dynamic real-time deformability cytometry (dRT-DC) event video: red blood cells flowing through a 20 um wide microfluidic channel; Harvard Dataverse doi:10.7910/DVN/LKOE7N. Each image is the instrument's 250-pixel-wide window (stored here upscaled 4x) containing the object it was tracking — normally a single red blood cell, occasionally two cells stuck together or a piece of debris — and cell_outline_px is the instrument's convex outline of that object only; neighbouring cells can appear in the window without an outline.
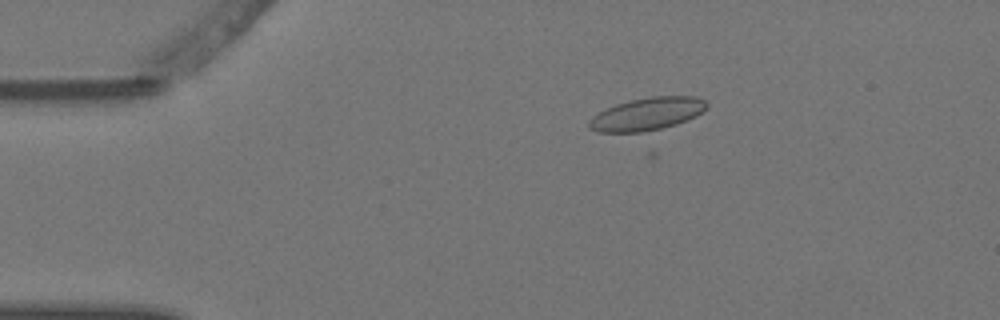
{"species": "Egyptian fruit bat (a non-hibernating species)", "species_latin": "Rousettus aegyptiacus", "temperature_condition": "warm", "stored_images_in_passage": 6, "camera_frame_rate_fps": 3000, "um_per_image_px": 0.085, "animal": {"sex": "female"}, "frame": {"image": 1, "passage_image": 3, "time_ms": 0.667, "image_size_px": [1000, 320], "cell_outline_px": [[708, 108], [696, 116], [688, 120], [676, 124], [660, 128], [640, 132], [600, 132], [588, 128], [588, 120], [592, 116], [616, 104], [632, 100], [652, 96], [696, 96], [704, 100], [708, 104]], "centroid_in_image_um": [55.02, 9.68], "position_along_channel_um": 30.0, "area_um2": 22.31}}
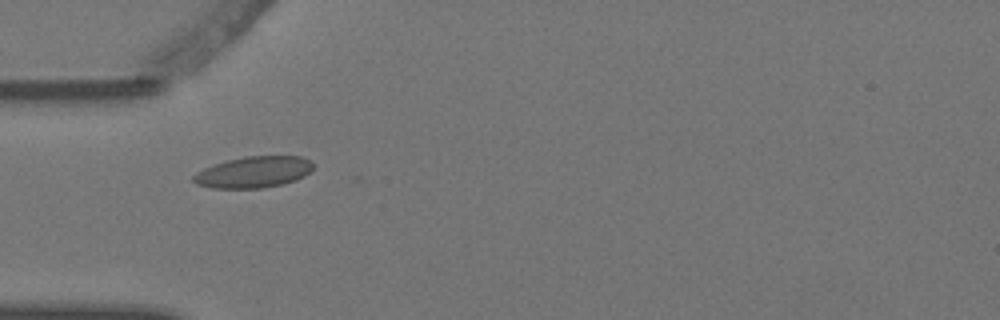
{"frame": {"image": 2, "passage_image": 5, "time_ms": 1.333, "image_size_px": [1000, 320], "cell_outline_px": [[312, 168], [304, 176], [296, 180], [280, 184], [260, 188], [212, 188], [196, 184], [192, 180], [192, 176], [196, 172], [204, 168], [228, 160], [244, 156], [300, 156], [312, 160]], "centroid_in_image_um": [21.54, 14.62], "position_along_channel_um": 63.5, "area_um2": 21.73}}
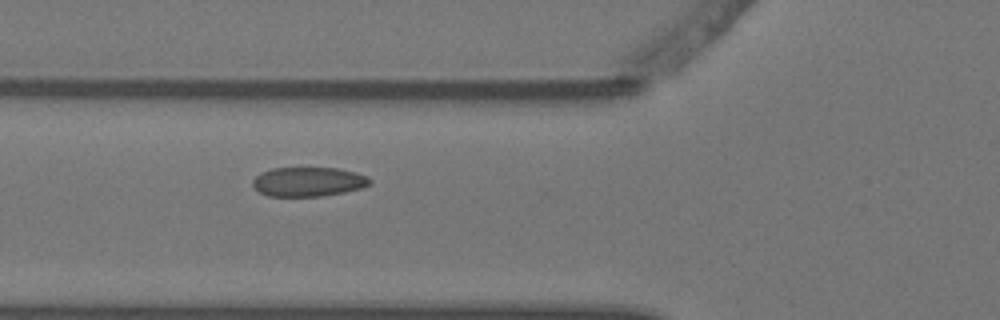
{"frame": {"image": 3, "passage_image": 6, "time_ms": 1.667, "image_size_px": [1000, 320], "cell_outline_px": [[372, 184], [360, 188], [344, 192], [320, 196], [268, 196], [260, 192], [252, 184], [252, 180], [260, 172], [272, 168], [336, 168], [356, 172], [368, 176], [372, 180]], "centroid_in_image_um": [26.22, 15.44], "position_along_channel_um": 99.6, "area_um2": 20.06}}